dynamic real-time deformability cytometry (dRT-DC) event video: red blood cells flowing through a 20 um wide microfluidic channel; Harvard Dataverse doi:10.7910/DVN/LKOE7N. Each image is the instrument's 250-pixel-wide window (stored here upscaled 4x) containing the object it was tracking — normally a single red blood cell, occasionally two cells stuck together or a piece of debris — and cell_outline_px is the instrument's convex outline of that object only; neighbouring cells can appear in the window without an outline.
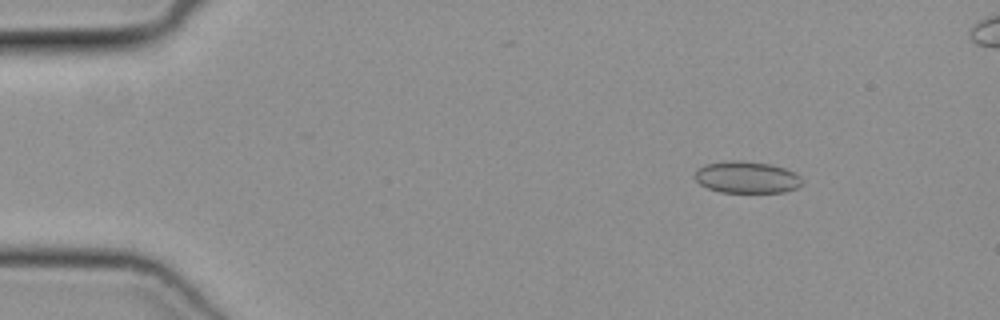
{"species": "common noctule bat (a hibernating species)", "species_latin": "Nyctalus noctula", "temperature_condition": "cold", "stored_images_in_passage": 47, "camera_frame_rate_fps": 3000, "um_per_image_px": 0.085, "animal": {"sex": "female", "body_mass_g": 19.3, "forearm_length_mm": 54.1}, "frame": {"image": 1, "passage_image": 5, "time_ms": 1.333, "image_size_px": [1000, 320], "cell_outline_px": [[804, 180], [796, 188], [784, 192], [720, 192], [708, 188], [700, 184], [696, 180], [696, 168], [708, 164], [732, 160], [736, 160], [768, 164], [784, 168], [800, 176]], "centroid_in_image_um": [63.47, 15.08], "position_along_channel_um": 21.5, "area_um2": 19.59}}
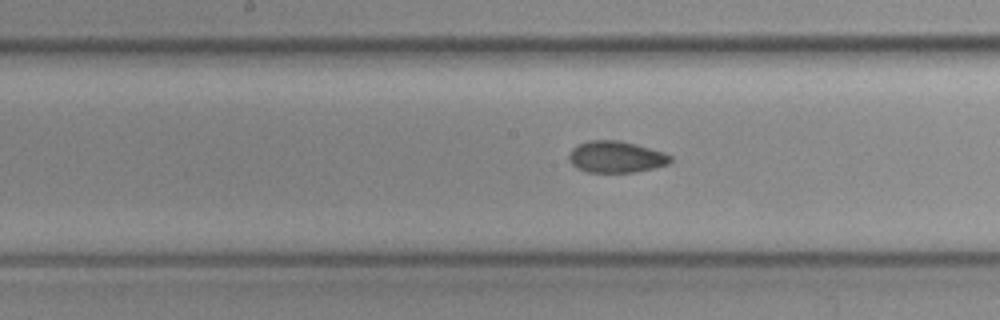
{"frame": {"image": 2, "passage_image": 24, "time_ms": 7.667, "image_size_px": [1000, 320], "cell_outline_px": [[672, 160], [668, 164], [636, 172], [588, 172], [576, 168], [568, 160], [568, 156], [572, 148], [588, 140], [620, 140], [664, 152], [672, 156]], "centroid_in_image_um": [52.35, 13.33], "position_along_channel_um": 195.9, "area_um2": 18.67}}
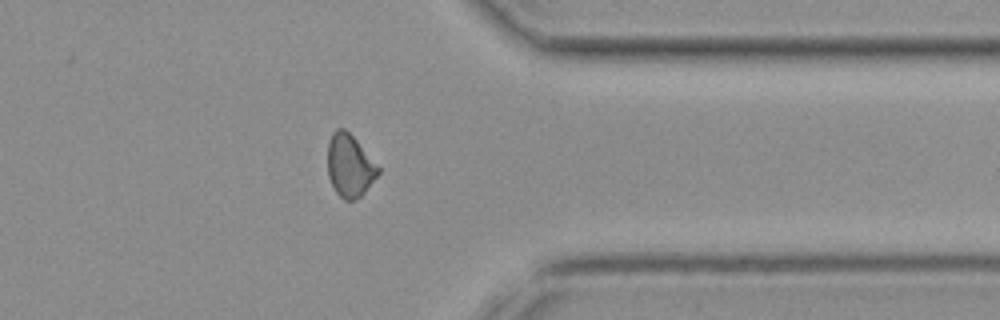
{"frame": {"image": 3, "passage_image": 38, "time_ms": 12.333, "image_size_px": [1000, 320], "cell_outline_px": [[380, 172], [364, 192], [356, 200], [344, 200], [336, 192], [328, 176], [328, 140], [332, 132], [336, 128], [344, 128], [356, 140], [380, 168]], "centroid_in_image_um": [29.71, 14.08], "position_along_channel_um": 381.7, "area_um2": 18.26}}